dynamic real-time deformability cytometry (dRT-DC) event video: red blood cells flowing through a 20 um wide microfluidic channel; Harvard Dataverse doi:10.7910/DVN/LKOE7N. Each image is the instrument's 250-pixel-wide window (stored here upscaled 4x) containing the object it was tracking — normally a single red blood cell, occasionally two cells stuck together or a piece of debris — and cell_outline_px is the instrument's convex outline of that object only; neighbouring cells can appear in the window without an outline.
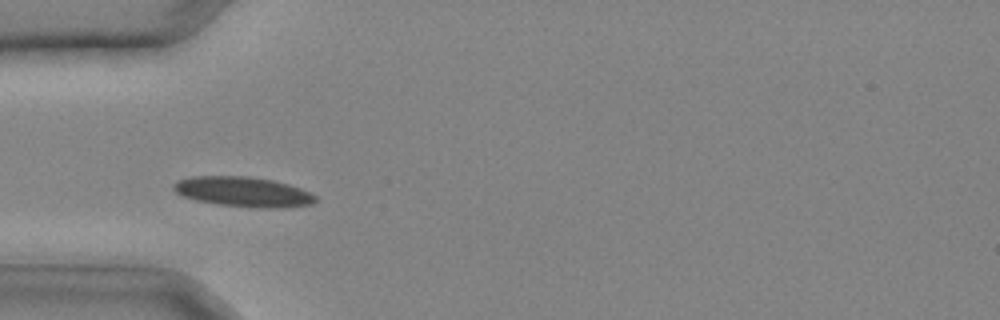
{"species": "common noctule bat (a hibernating species)", "species_latin": "Nyctalus noctula", "temperature_condition": "cold", "stored_images_in_passage": 29, "camera_frame_rate_fps": 3000, "um_per_image_px": 0.085, "animal": {"sex": "male", "body_mass_g": 20.4}, "frame": {"image": 1, "passage_image": 7, "time_ms": 2.0, "image_size_px": [1000, 320], "cell_outline_px": [[320, 200], [312, 204], [280, 208], [260, 208], [216, 204], [196, 200], [180, 196], [172, 188], [172, 184], [176, 180], [192, 176], [248, 176], [272, 180], [288, 184], [300, 188], [316, 196]], "centroid_in_image_um": [20.64, 16.3], "position_along_channel_um": 64.4, "area_um2": 25.03}}
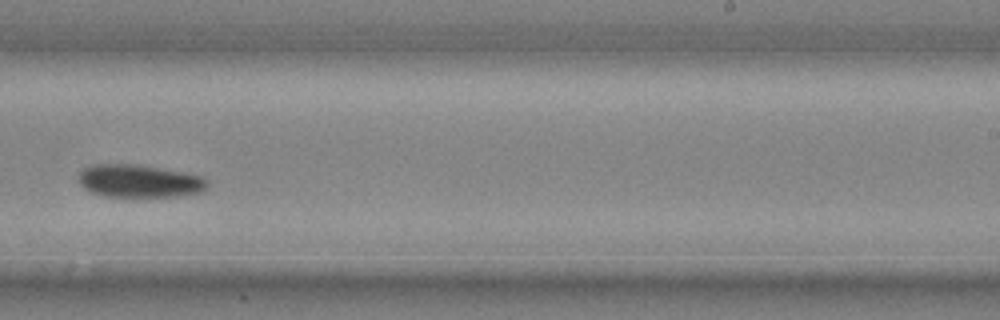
{"frame": {"image": 2, "passage_image": 18, "time_ms": 5.667, "image_size_px": [1000, 320], "cell_outline_px": [[208, 188], [204, 192], [176, 196], [104, 196], [92, 192], [84, 188], [80, 184], [80, 172], [84, 168], [92, 164], [136, 164], [188, 172], [200, 176], [208, 180]], "centroid_in_image_um": [11.89, 15.38], "position_along_channel_um": 277.1, "area_um2": 24.74}}
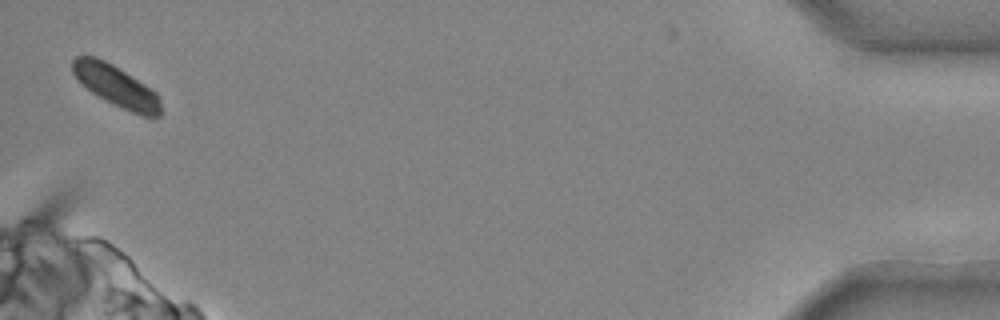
{"frame": {"image": 3, "passage_image": 29, "time_ms": 9.333, "image_size_px": [1000, 320], "cell_outline_px": [[160, 116], [152, 120], [132, 112], [92, 92], [72, 72], [72, 60], [76, 56], [96, 56], [112, 64], [152, 88], [160, 96]], "centroid_in_image_um": [9.95, 7.32], "position_along_channel_um": 425.3, "area_um2": 20.92}}